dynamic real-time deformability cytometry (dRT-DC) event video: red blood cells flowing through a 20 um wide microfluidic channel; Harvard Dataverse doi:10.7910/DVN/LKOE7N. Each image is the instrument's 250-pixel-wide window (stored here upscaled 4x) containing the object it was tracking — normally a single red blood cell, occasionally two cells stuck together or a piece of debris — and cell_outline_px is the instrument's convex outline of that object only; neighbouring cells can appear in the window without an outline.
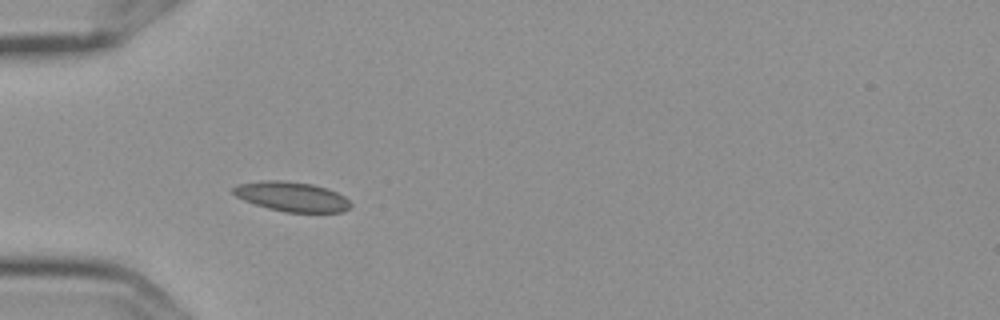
{"species": "Egyptian fruit bat (a non-hibernating species)", "species_latin": "Rousettus aegyptiacus", "temperature_condition": "cold", "stored_images_in_passage": 5, "camera_frame_rate_fps": 3000, "um_per_image_px": 0.085, "frame": {"image": 1, "passage_image": 3, "time_ms": 0.667, "image_size_px": [1000, 320], "cell_outline_px": [[352, 204], [344, 212], [284, 212], [268, 208], [244, 200], [236, 196], [232, 192], [232, 188], [236, 184], [264, 180], [284, 180], [312, 184], [328, 188], [344, 196]], "centroid_in_image_um": [24.79, 16.7], "position_along_channel_um": 60.2, "area_um2": 20.35}}
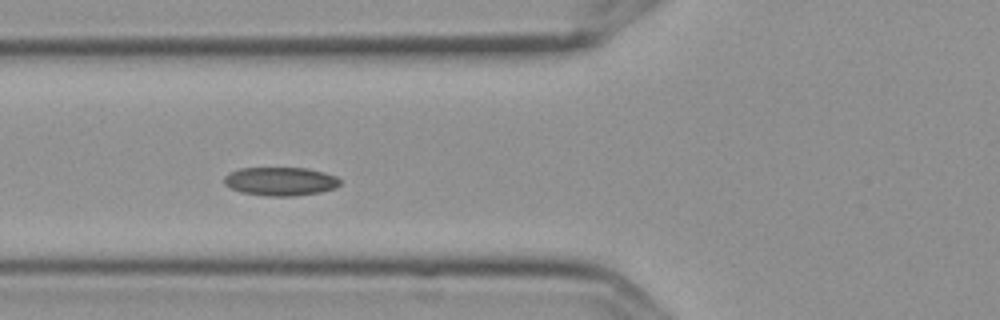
{"frame": {"image": 2, "passage_image": 4, "time_ms": 1.0, "image_size_px": [1000, 320], "cell_outline_px": [[340, 184], [336, 188], [320, 192], [292, 196], [268, 196], [240, 192], [224, 184], [224, 176], [228, 172], [240, 168], [308, 168], [324, 172], [336, 176], [340, 180]], "centroid_in_image_um": [23.83, 15.41], "position_along_channel_um": 102.0, "area_um2": 19.36}}
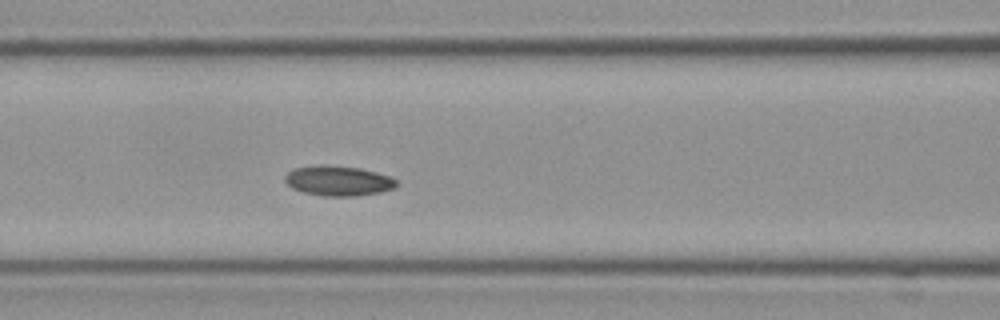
{"frame": {"image": 3, "passage_image": 5, "time_ms": 1.333, "image_size_px": [1000, 320], "cell_outline_px": [[396, 184], [392, 188], [380, 192], [356, 196], [324, 196], [304, 192], [292, 188], [284, 180], [284, 176], [288, 172], [296, 168], [320, 164], [360, 168], [392, 176], [396, 180]], "centroid_in_image_um": [28.74, 15.36], "position_along_channel_um": 137.9, "area_um2": 19.42}}